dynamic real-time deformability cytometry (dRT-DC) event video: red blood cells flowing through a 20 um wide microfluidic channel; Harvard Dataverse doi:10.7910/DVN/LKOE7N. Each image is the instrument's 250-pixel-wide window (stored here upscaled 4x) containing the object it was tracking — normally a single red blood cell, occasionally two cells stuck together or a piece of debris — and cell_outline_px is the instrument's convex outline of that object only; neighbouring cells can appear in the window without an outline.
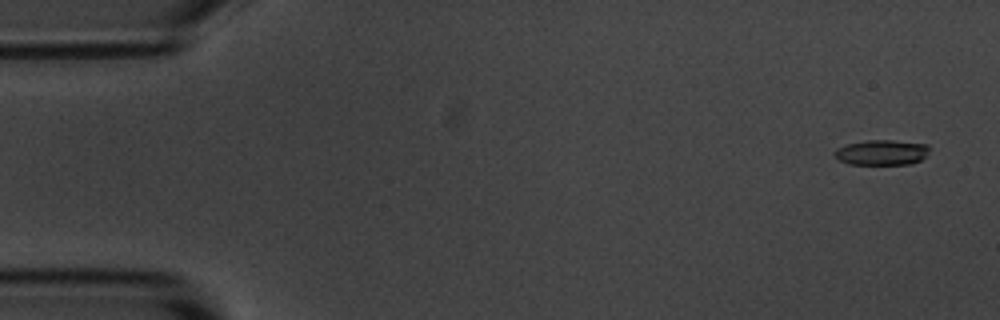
{"species": "common noctule bat (a hibernating species)", "species_latin": "Nyctalus noctula", "temperature_condition": "room temperature", "stored_images_in_passage": 10, "camera_frame_rate_fps": 3000, "um_per_image_px": 0.085, "animal": {"sex": "male", "body_mass_g": 20.1, "forearm_length_mm": 53.5}, "frame": {"image": 1, "passage_image": 1, "time_ms": 0.0, "image_size_px": [1000, 320], "cell_outline_px": [[928, 152], [920, 160], [912, 164], [848, 164], [840, 160], [832, 152], [836, 148], [848, 144], [868, 140], [892, 140], [928, 144]], "centroid_in_image_um": [74.94, 12.95], "position_along_channel_um": 10.1, "area_um2": 13.87}}
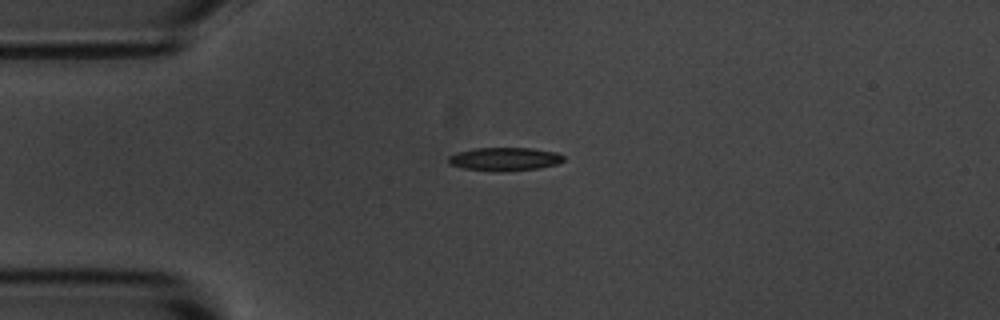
{"frame": {"image": 2, "passage_image": 4, "time_ms": 3.667, "image_size_px": [1000, 320], "cell_outline_px": [[564, 160], [556, 164], [536, 168], [464, 168], [448, 164], [448, 156], [456, 152], [476, 148], [532, 148], [556, 152], [564, 156]], "centroid_in_image_um": [42.89, 13.45], "position_along_channel_um": 42.1, "area_um2": 14.57}}
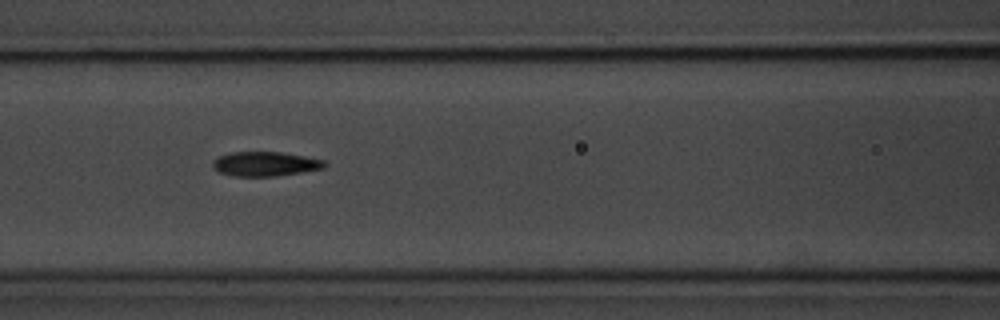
{"frame": {"image": 3, "passage_image": 7, "time_ms": 7.0, "image_size_px": [1000, 320], "cell_outline_px": [[328, 164], [324, 168], [276, 176], [236, 176], [220, 172], [212, 168], [212, 160], [220, 156], [232, 152], [280, 152], [304, 156], [324, 160]], "centroid_in_image_um": [22.54, 13.93], "position_along_channel_um": 144.1, "area_um2": 15.84}}